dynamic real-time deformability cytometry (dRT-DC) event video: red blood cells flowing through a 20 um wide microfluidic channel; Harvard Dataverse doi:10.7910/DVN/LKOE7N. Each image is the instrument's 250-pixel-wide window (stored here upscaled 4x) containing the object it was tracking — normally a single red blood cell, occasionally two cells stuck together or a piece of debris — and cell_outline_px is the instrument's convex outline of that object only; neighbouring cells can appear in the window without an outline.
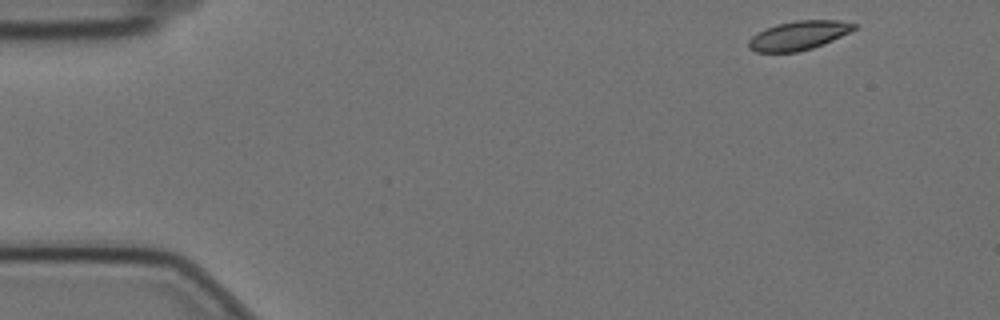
{"species": "Egyptian fruit bat (a non-hibernating species)", "species_latin": "Rousettus aegyptiacus", "temperature_condition": "cold", "stored_images_in_passage": 54, "camera_frame_rate_fps": 3000, "um_per_image_px": 0.085, "animal": {"sex": "female"}, "frame": {"image": 1, "passage_image": 1, "time_ms": 0.0, "image_size_px": [1000, 320], "cell_outline_px": [[856, 28], [832, 40], [812, 48], [796, 52], [756, 52], [748, 48], [748, 40], [756, 32], [764, 28], [776, 24], [796, 20], [840, 20], [856, 24]], "centroid_in_image_um": [67.82, 3.01], "position_along_channel_um": 17.2, "area_um2": 17.8}}
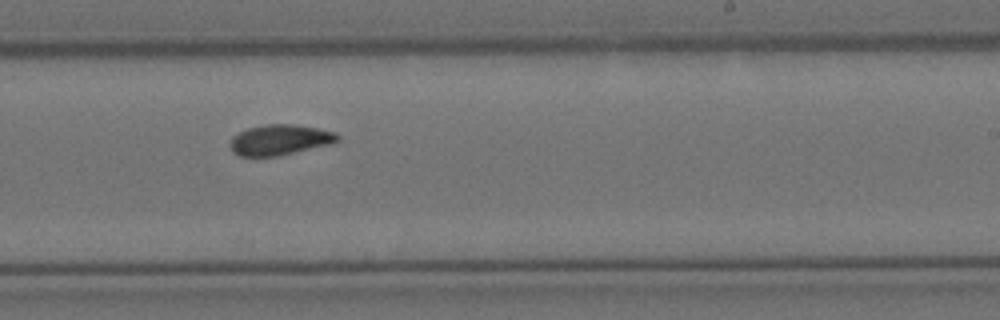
{"frame": {"image": 2, "passage_image": 31, "time_ms": 10.0, "image_size_px": [1000, 320], "cell_outline_px": [[340, 140], [336, 144], [276, 156], [240, 156], [232, 152], [228, 144], [232, 136], [248, 128], [264, 124], [296, 124], [316, 128], [332, 132], [340, 136]], "centroid_in_image_um": [23.79, 11.89], "position_along_channel_um": 265.2, "area_um2": 19.36}}
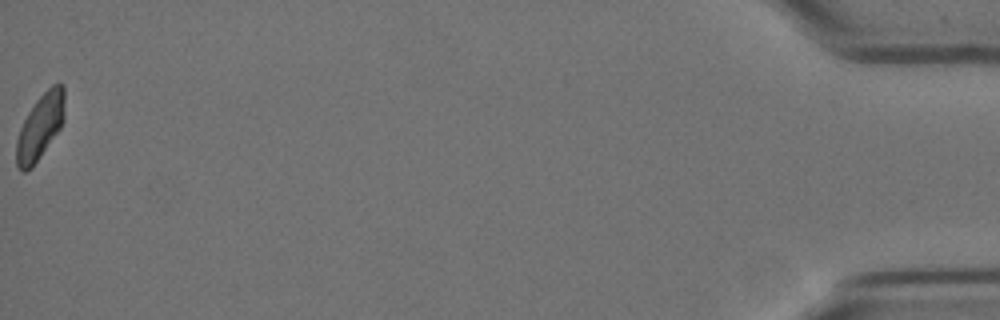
{"frame": {"image": 3, "passage_image": 54, "time_ms": 17.667, "image_size_px": [1000, 320], "cell_outline_px": [[64, 120], [60, 128], [32, 168], [24, 172], [20, 172], [16, 164], [16, 140], [20, 128], [28, 112], [36, 100], [52, 84], [64, 84]], "centroid_in_image_um": [3.4, 10.78], "position_along_channel_um": 431.8, "area_um2": 18.32}, "authors_computed_cell_mechanics": {"area_um2": 18.8717, "velocity_mm_per_s": 3.4733, "shape_relaxation_time_tau1_ms": 7.0251, "shape_relaxation_time_tau2_ms": 4.7314, "deformation_change_tau1": 0.1345, "deformation_change_tau2": 0.0704}}